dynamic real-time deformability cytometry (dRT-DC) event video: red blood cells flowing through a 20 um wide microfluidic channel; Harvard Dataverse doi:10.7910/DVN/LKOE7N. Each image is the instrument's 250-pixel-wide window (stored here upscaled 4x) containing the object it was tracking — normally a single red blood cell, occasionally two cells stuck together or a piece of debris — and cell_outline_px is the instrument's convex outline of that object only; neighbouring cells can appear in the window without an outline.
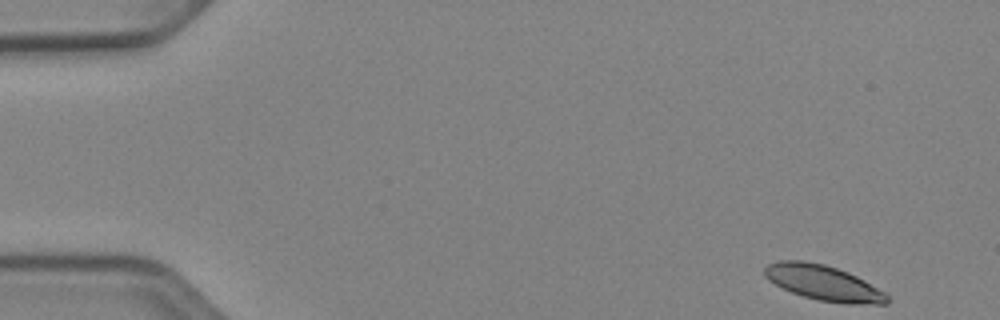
{"species": "Egyptian fruit bat (a non-hibernating species)", "species_latin": "Rousettus aegyptiacus", "temperature_condition": "cold", "stored_images_in_passage": 50, "camera_frame_rate_fps": 3000, "um_per_image_px": 0.085, "animal": {"sex": "female"}, "frame": {"image": 1, "passage_image": 1, "time_ms": 0.0, "image_size_px": [1000, 320], "cell_outline_px": [[888, 304], [844, 304], [820, 300], [804, 296], [792, 292], [768, 280], [764, 276], [764, 268], [768, 264], [780, 260], [804, 260], [824, 264], [848, 272], [864, 280], [884, 292], [888, 296]], "centroid_in_image_um": [69.99, 24.04], "position_along_channel_um": 15.0, "area_um2": 25.03}}
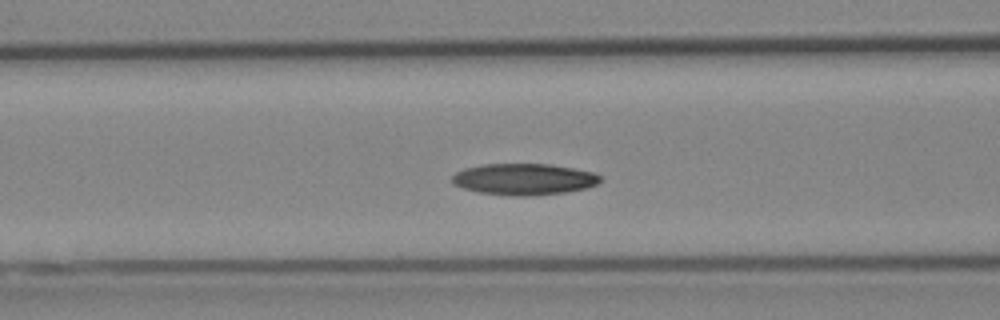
{"frame": {"image": 2, "passage_image": 19, "time_ms": 6.0, "image_size_px": [1000, 320], "cell_outline_px": [[600, 180], [596, 184], [588, 188], [564, 192], [528, 196], [512, 196], [476, 192], [452, 184], [452, 176], [456, 172], [464, 168], [484, 164], [548, 164], [572, 168], [592, 172], [600, 176]], "centroid_in_image_um": [44.49, 15.24], "position_along_channel_um": 122.1, "area_um2": 27.05}}
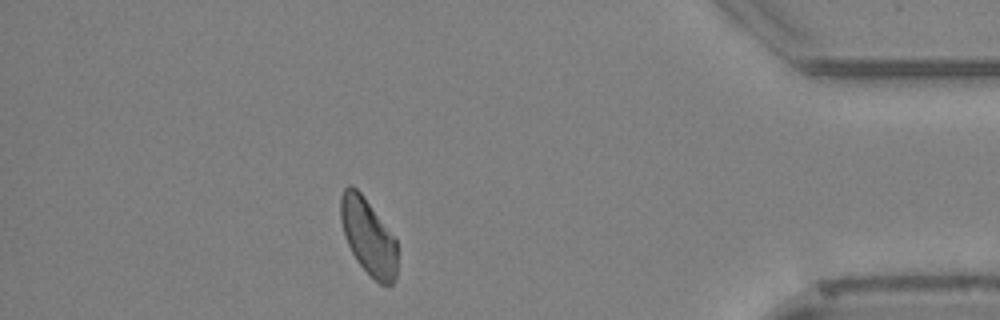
{"frame": {"image": 3, "passage_image": 44, "time_ms": 14.333, "image_size_px": [1000, 320], "cell_outline_px": [[396, 276], [392, 284], [380, 284], [356, 260], [344, 236], [340, 220], [340, 196], [344, 188], [348, 184], [352, 184], [360, 192], [396, 240]], "centroid_in_image_um": [31.26, 20.08], "position_along_channel_um": 403.9, "area_um2": 24.68}}